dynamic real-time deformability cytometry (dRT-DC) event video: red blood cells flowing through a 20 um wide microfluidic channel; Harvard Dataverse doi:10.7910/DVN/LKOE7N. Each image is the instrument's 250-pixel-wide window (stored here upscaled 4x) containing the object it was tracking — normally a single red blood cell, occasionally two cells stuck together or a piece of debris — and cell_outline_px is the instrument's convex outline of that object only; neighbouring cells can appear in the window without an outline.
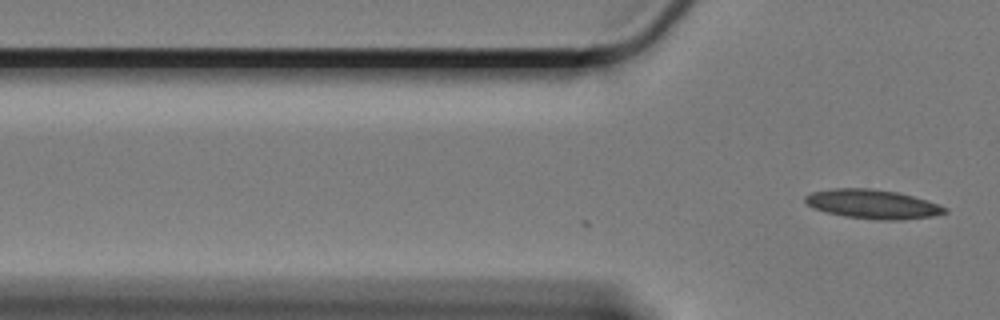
{"species": "Egyptian fruit bat (a non-hibernating species)", "species_latin": "Rousettus aegyptiacus", "temperature_condition": "cold", "stored_images_in_passage": 5, "camera_frame_rate_fps": 3000, "um_per_image_px": 0.085, "animal": {"sex": "female"}, "frame": {"image": 1, "passage_image": 5, "time_ms": 1.333, "image_size_px": [1000, 320], "cell_outline_px": [[948, 212], [932, 216], [900, 220], [880, 220], [844, 216], [824, 212], [812, 208], [804, 200], [804, 196], [812, 192], [832, 188], [868, 188], [896, 192], [912, 196], [948, 208]], "centroid_in_image_um": [74.12, 17.35], "position_along_channel_um": 51.7, "area_um2": 23.58}}